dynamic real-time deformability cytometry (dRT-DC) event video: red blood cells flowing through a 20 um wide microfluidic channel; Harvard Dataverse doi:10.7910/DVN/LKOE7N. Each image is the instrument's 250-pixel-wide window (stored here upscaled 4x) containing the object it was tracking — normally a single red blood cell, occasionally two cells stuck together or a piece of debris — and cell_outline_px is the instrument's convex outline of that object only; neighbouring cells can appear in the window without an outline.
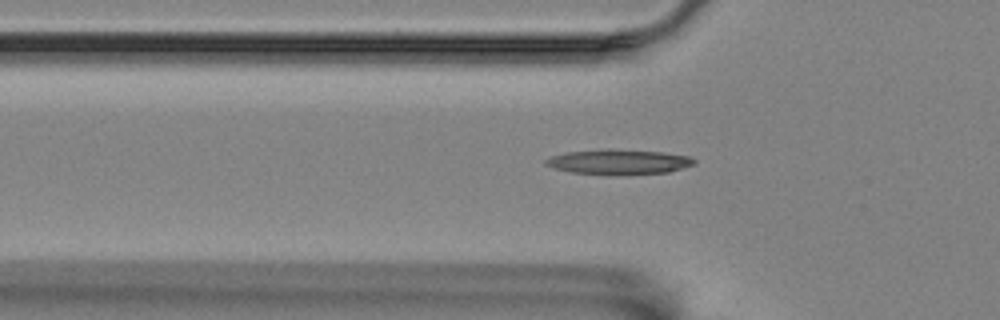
{"species": "Egyptian fruit bat (a non-hibernating species)", "species_latin": "Rousettus aegyptiacus", "temperature_condition": "room temperature", "stored_images_in_passage": 41, "camera_frame_rate_fps": 3000, "um_per_image_px": 0.085, "animal": {"sex": "female"}, "frame": {"image": 1, "passage_image": 9, "time_ms": 2.667, "image_size_px": [1000, 320], "cell_outline_px": [[696, 164], [668, 172], [616, 176], [604, 176], [572, 172], [552, 168], [544, 164], [544, 160], [552, 156], [568, 152], [604, 148], [612, 148], [660, 152], [688, 156], [696, 160]], "centroid_in_image_um": [52.55, 13.77], "position_along_channel_um": 73.2, "area_um2": 22.2}}
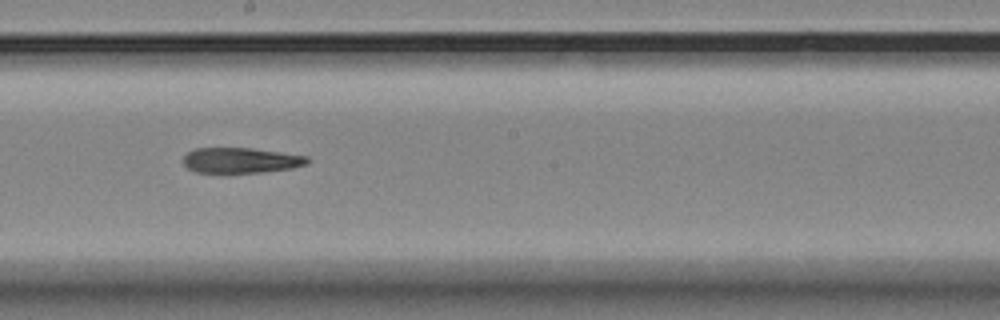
{"frame": {"image": 2, "passage_image": 22, "time_ms": 7.0, "image_size_px": [1000, 320], "cell_outline_px": [[308, 164], [292, 168], [264, 172], [196, 172], [188, 168], [184, 164], [184, 156], [188, 152], [196, 148], [252, 148], [308, 156]], "centroid_in_image_um": [20.49, 13.62], "position_along_channel_um": 227.7, "area_um2": 18.21}}
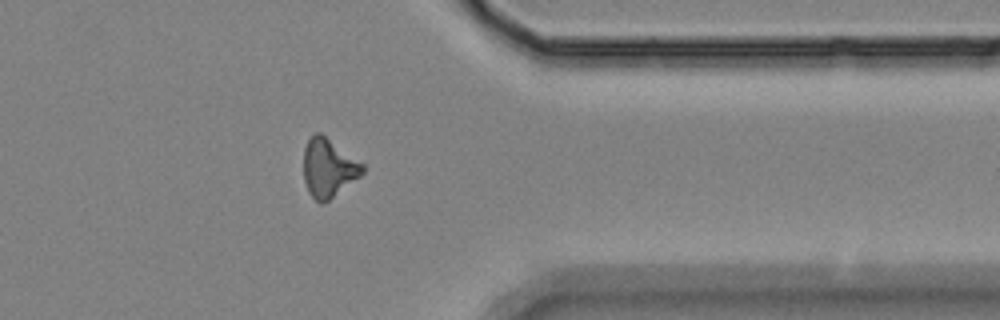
{"frame": {"image": 3, "passage_image": 36, "time_ms": 11.667, "image_size_px": [1000, 320], "cell_outline_px": [[364, 172], [360, 176], [324, 204], [320, 204], [308, 192], [304, 180], [304, 148], [308, 140], [316, 132], [320, 132], [364, 164]], "centroid_in_image_um": [27.91, 14.28], "position_along_channel_um": 383.5, "area_um2": 20.0}}